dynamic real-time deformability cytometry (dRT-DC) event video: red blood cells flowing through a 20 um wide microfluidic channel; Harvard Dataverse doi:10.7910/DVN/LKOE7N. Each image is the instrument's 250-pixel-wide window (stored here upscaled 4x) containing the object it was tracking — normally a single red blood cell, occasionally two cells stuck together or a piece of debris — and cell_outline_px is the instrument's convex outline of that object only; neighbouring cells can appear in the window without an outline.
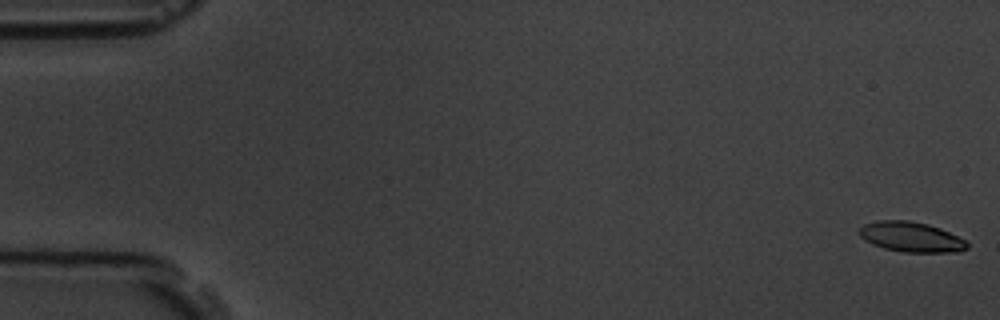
{"species": "common noctule bat (a hibernating species)", "species_latin": "Nyctalus noctula", "temperature_condition": "room temperature", "stored_images_in_passage": 5, "camera_frame_rate_fps": 3000, "um_per_image_px": 0.085, "animal": {"sex": "male", "body_mass_g": 19.5, "forearm_length_mm": 54.6}, "frame": {"image": 1, "passage_image": 1, "time_ms": 0.0, "image_size_px": [1000, 320], "cell_outline_px": [[968, 248], [960, 252], [904, 252], [884, 248], [872, 244], [864, 240], [860, 236], [860, 228], [864, 224], [876, 220], [908, 220], [928, 224], [940, 228], [964, 240], [968, 244]], "centroid_in_image_um": [77.43, 20.14], "position_along_channel_um": 7.6, "area_um2": 18.84}}
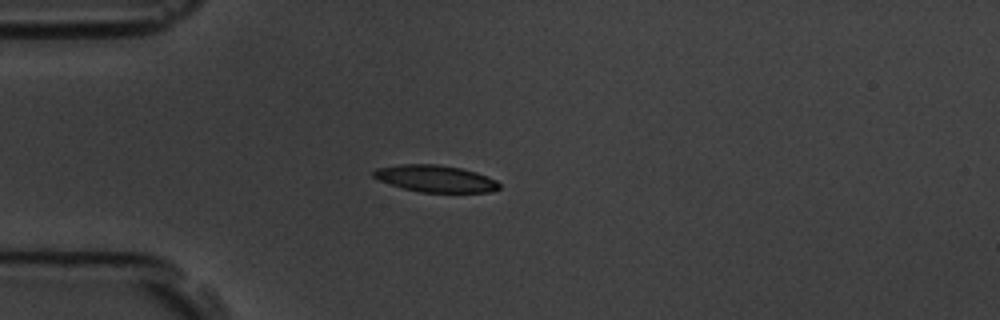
{"frame": {"image": 2, "passage_image": 5, "time_ms": 4.667, "image_size_px": [1000, 320], "cell_outline_px": [[500, 188], [488, 192], [420, 192], [404, 188], [380, 180], [372, 176], [372, 172], [376, 168], [400, 164], [436, 164], [460, 168], [476, 172], [496, 180], [500, 184]], "centroid_in_image_um": [37.01, 15.17], "position_along_channel_um": 48.0, "area_um2": 19.48}}